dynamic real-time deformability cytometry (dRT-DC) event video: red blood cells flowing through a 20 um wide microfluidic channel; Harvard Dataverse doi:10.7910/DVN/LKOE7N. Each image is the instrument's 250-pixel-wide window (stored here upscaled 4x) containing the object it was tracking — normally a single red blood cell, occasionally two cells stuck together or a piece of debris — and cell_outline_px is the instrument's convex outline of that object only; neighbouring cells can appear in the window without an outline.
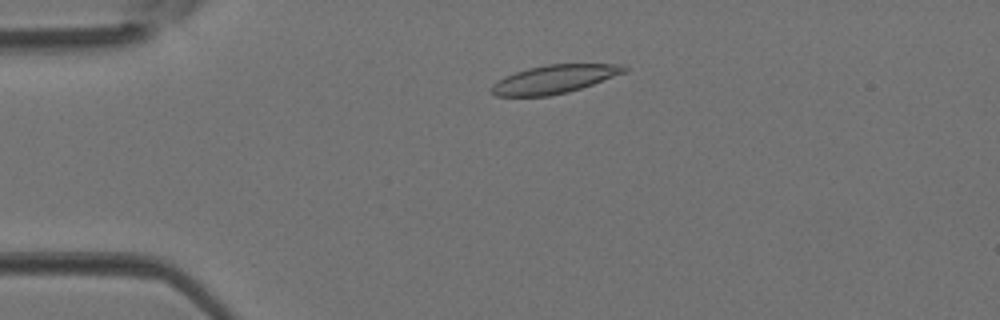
{"species": "Egyptian fruit bat (a non-hibernating species)", "species_latin": "Rousettus aegyptiacus", "temperature_condition": "room temperature", "stored_images_in_passage": 3, "camera_frame_rate_fps": 3000, "um_per_image_px": 0.085, "animal": {"sex": "female"}, "frame": {"image": 1, "passage_image": 3, "time_ms": 0.667, "image_size_px": [1000, 320], "cell_outline_px": [[628, 72], [568, 92], [548, 96], [496, 96], [492, 92], [492, 84], [504, 76], [528, 68], [548, 64], [628, 64]], "centroid_in_image_um": [47.16, 6.72], "position_along_channel_um": 37.8, "area_um2": 21.96}}